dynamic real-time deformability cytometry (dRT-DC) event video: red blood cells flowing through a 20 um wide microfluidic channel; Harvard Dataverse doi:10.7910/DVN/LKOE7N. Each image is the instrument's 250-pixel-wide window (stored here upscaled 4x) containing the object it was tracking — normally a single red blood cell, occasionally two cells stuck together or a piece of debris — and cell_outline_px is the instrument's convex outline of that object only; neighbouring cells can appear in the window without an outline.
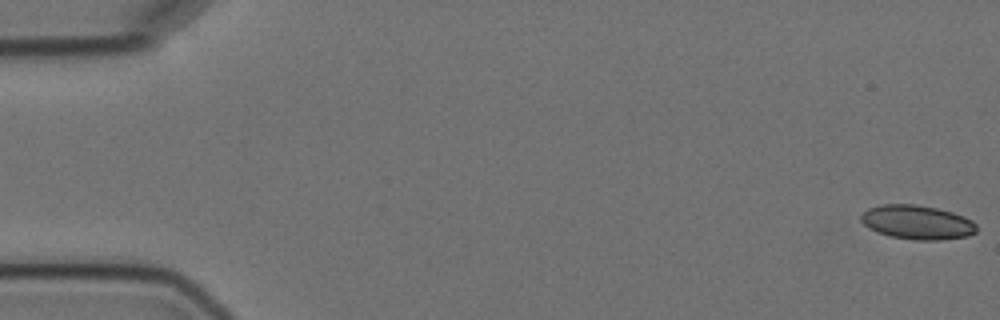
{"species": "Egyptian fruit bat (a non-hibernating species)", "species_latin": "Rousettus aegyptiacus", "temperature_condition": "cold", "stored_images_in_passage": 8, "camera_frame_rate_fps": 3000, "um_per_image_px": 0.085, "animal": {"sex": "female"}, "frame": {"image": 1, "passage_image": 1, "time_ms": 0.0, "image_size_px": [1000, 320], "cell_outline_px": [[976, 232], [968, 236], [940, 240], [916, 240], [888, 236], [876, 232], [868, 228], [860, 220], [860, 216], [868, 208], [880, 204], [916, 204], [936, 208], [952, 212], [964, 216], [972, 220], [976, 224]], "centroid_in_image_um": [77.94, 18.89], "position_along_channel_um": 7.1, "area_um2": 23.18}}
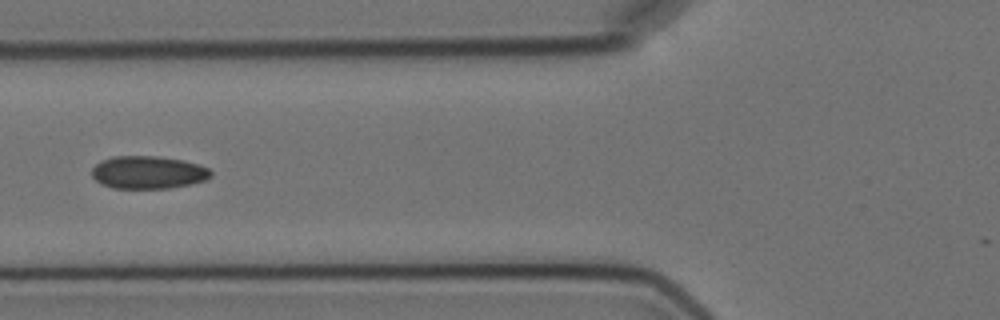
{"frame": {"image": 2, "passage_image": 6, "time_ms": 7.0, "image_size_px": [1000, 320], "cell_outline_px": [[212, 176], [208, 180], [192, 184], [168, 188], [112, 188], [100, 184], [92, 176], [92, 168], [100, 160], [112, 156], [160, 156], [184, 160], [200, 164], [208, 168], [212, 172]], "centroid_in_image_um": [12.61, 14.64], "position_along_channel_um": 113.2, "area_um2": 23.12}}
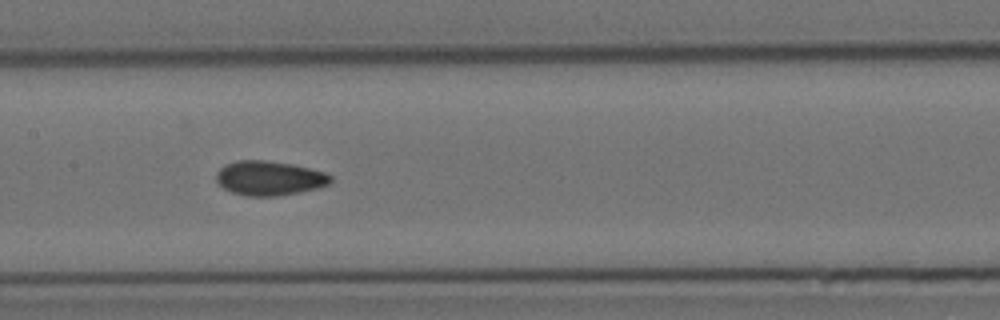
{"frame": {"image": 3, "passage_image": 8, "time_ms": 9.0, "image_size_px": [1000, 320], "cell_outline_px": [[332, 180], [328, 184], [320, 188], [276, 196], [248, 196], [232, 192], [224, 188], [216, 180], [216, 172], [224, 164], [236, 160], [264, 160], [292, 164], [324, 172], [332, 176]], "centroid_in_image_um": [22.88, 15.14], "position_along_channel_um": 184.5, "area_um2": 22.95}}